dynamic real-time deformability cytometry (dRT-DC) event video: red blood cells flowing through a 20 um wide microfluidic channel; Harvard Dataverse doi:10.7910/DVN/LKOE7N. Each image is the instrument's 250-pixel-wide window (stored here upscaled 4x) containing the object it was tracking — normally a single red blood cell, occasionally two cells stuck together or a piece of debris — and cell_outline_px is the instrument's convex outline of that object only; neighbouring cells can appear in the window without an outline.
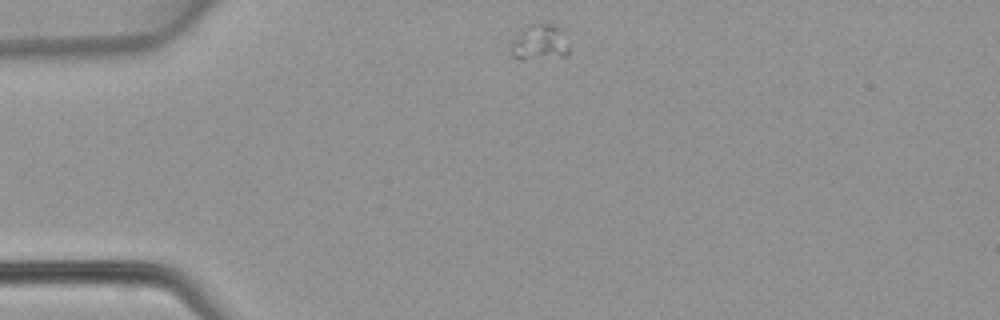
{"species": "common noctule bat (a hibernating species)", "species_latin": "Nyctalus noctula", "temperature_condition": "warm", "stored_images_in_passage": 40, "camera_frame_rate_fps": 3000, "um_per_image_px": 0.085, "animal": {"sex": "female", "body_mass_g": 22.7, "forearm_length_mm": 54.2}, "frame": {"image": 1, "passage_image": 1, "time_ms": 0.0, "image_size_px": [1000, 320], "cell_outline_px": [[568, 56], [520, 60], [512, 56], [512, 40], [524, 28], [532, 24], [556, 24], [560, 28], [568, 48]], "centroid_in_image_um": [45.86, 3.63], "position_along_channel_um": 39.1, "area_um2": 11.91}}
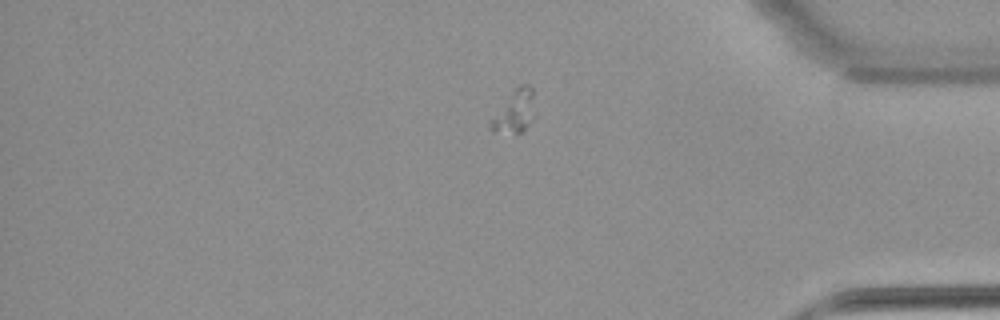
{"frame": {"image": 2, "passage_image": 31, "time_ms": 10.0, "image_size_px": [1000, 320], "cell_outline_px": [[536, 116], [520, 132], [516, 132], [488, 128], [488, 124], [516, 88], [520, 84], [528, 84], [532, 88]], "centroid_in_image_um": [43.83, 9.43], "position_along_channel_um": 391.4, "area_um2": 10.23}}